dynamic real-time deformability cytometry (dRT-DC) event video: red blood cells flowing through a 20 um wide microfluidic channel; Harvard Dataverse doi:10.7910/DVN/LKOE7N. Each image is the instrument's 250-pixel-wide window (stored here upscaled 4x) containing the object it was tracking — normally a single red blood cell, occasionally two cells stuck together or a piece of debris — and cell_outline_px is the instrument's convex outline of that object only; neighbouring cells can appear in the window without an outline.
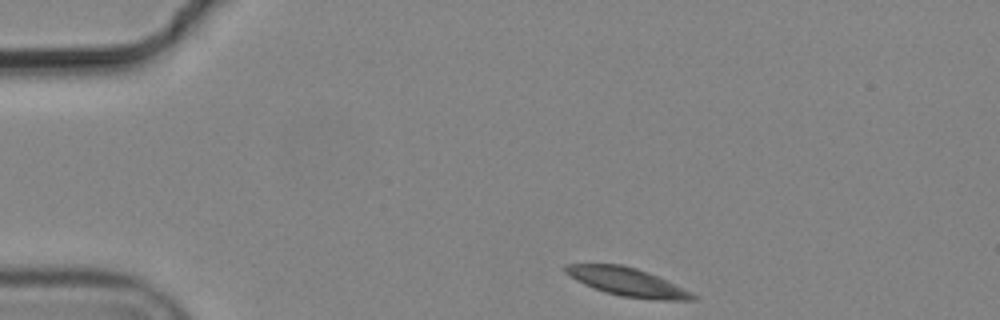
{"species": "common noctule bat (a hibernating species)", "species_latin": "Nyctalus noctula", "temperature_condition": "cold", "stored_images_in_passage": 2, "camera_frame_rate_fps": 3000, "um_per_image_px": 0.085, "animal": {"sex": "male", "body_mass_g": 19.2, "forearm_length_mm": 51.8}, "frame": {"image": 1, "passage_image": 1, "time_ms": 0.0, "image_size_px": [1000, 320], "cell_outline_px": [[700, 300], [660, 300], [620, 296], [604, 292], [592, 288], [576, 280], [564, 272], [564, 264], [620, 264], [636, 268], [648, 272], [692, 292], [700, 296]], "centroid_in_image_um": [53.34, 23.98], "position_along_channel_um": 31.7, "area_um2": 21.1}}